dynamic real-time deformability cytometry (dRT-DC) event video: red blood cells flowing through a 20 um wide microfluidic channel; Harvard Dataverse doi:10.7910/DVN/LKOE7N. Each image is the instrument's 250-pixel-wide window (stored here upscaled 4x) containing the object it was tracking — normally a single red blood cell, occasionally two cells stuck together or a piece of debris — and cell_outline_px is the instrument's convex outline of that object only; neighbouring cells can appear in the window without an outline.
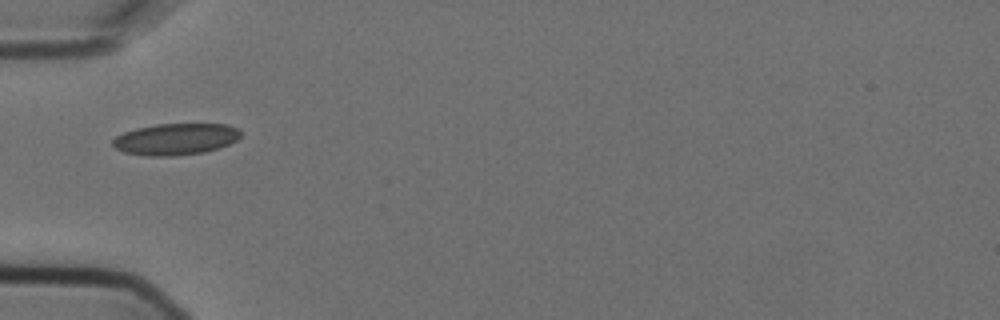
{"species": "Egyptian fruit bat (a non-hibernating species)", "species_latin": "Rousettus aegyptiacus", "temperature_condition": "cold", "stored_images_in_passage": 3, "camera_frame_rate_fps": 3000, "um_per_image_px": 0.085, "animal": {"sex": "female"}, "frame": {"image": 1, "passage_image": 1, "time_ms": 0.0, "image_size_px": [1000, 320], "cell_outline_px": [[240, 136], [236, 140], [220, 148], [204, 152], [176, 156], [148, 156], [124, 152], [116, 148], [112, 144], [112, 140], [116, 136], [124, 132], [136, 128], [156, 124], [228, 124], [236, 128], [240, 132]], "centroid_in_image_um": [14.92, 11.83], "position_along_channel_um": 70.1, "area_um2": 23.52}}
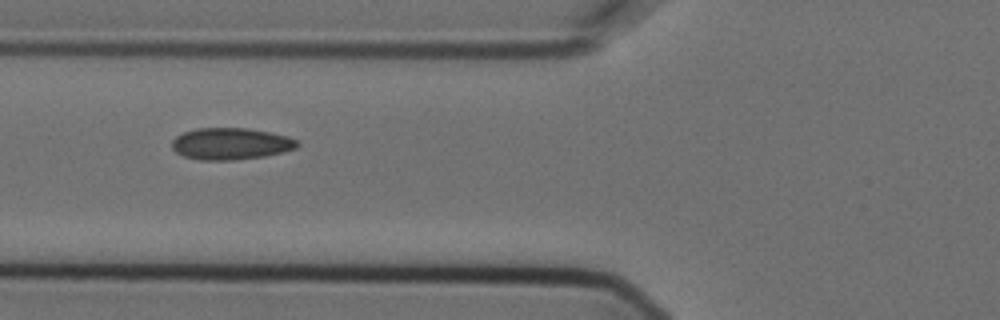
{"frame": {"image": 2, "passage_image": 2, "time_ms": 0.333, "image_size_px": [1000, 320], "cell_outline_px": [[300, 144], [296, 148], [264, 156], [236, 160], [200, 160], [184, 156], [176, 152], [172, 148], [172, 140], [176, 136], [184, 132], [196, 128], [248, 128], [288, 136], [296, 140]], "centroid_in_image_um": [19.59, 12.22], "position_along_channel_um": 106.2, "area_um2": 23.12}}
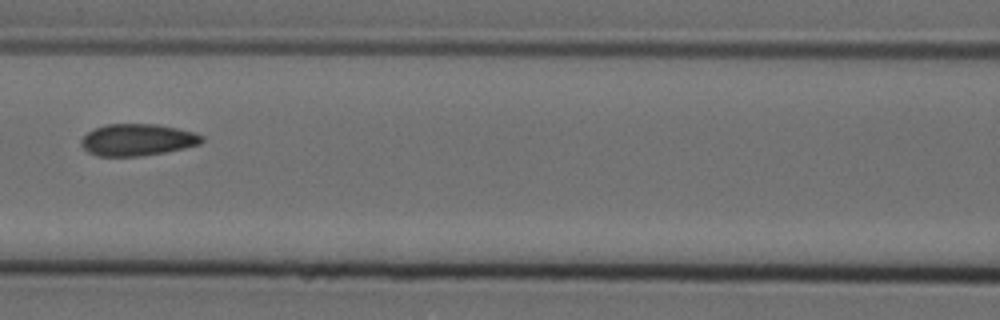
{"frame": {"image": 3, "passage_image": 3, "time_ms": 0.667, "image_size_px": [1000, 320], "cell_outline_px": [[204, 140], [200, 144], [184, 148], [164, 152], [140, 156], [96, 156], [88, 152], [80, 144], [80, 140], [88, 132], [96, 128], [108, 124], [156, 124], [176, 128], [192, 132], [204, 136]], "centroid_in_image_um": [11.67, 11.89], "position_along_channel_um": 154.9, "area_um2": 22.25}}